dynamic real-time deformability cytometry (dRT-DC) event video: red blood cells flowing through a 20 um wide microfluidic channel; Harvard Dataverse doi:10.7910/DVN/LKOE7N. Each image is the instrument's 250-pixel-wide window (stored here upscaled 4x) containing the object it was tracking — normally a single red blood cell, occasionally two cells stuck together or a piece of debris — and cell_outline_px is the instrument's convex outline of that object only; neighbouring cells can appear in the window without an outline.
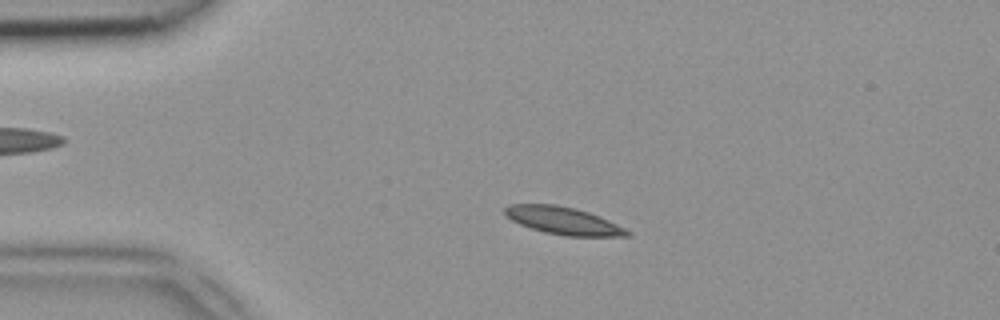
{"species": "common noctule bat (a hibernating species)", "species_latin": "Nyctalus noctula", "temperature_condition": "room temperature", "stored_images_in_passage": 42, "camera_frame_rate_fps": 3000, "um_per_image_px": 0.085, "animal": {"sex": "female", "body_mass_g": 18.4}, "frame": {"image": 1, "passage_image": 5, "time_ms": 1.333, "image_size_px": [1000, 320], "cell_outline_px": [[632, 232], [628, 236], [564, 236], [544, 232], [520, 224], [512, 220], [504, 212], [504, 208], [508, 204], [556, 204], [576, 208], [588, 212], [608, 220]], "centroid_in_image_um": [47.87, 18.75], "position_along_channel_um": 37.1, "area_um2": 19.48}}
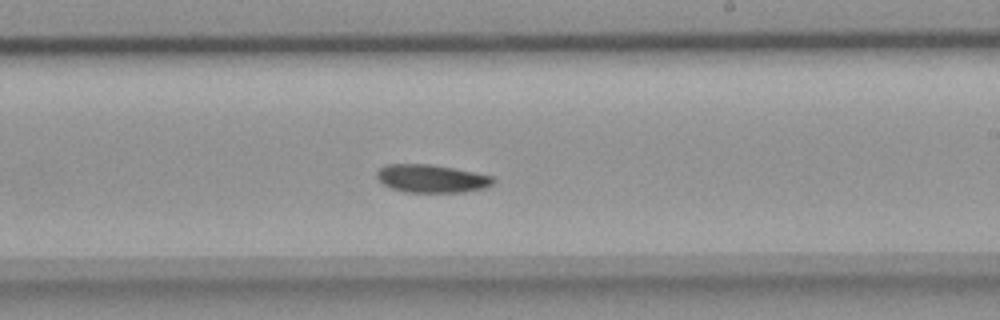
{"frame": {"image": 2, "passage_image": 23, "time_ms": 7.333, "image_size_px": [1000, 320], "cell_outline_px": [[496, 180], [492, 184], [484, 188], [464, 192], [404, 192], [392, 188], [384, 184], [376, 176], [376, 172], [384, 164], [428, 164], [452, 168], [492, 176]], "centroid_in_image_um": [36.66, 15.18], "position_along_channel_um": 252.3, "area_um2": 18.84}}
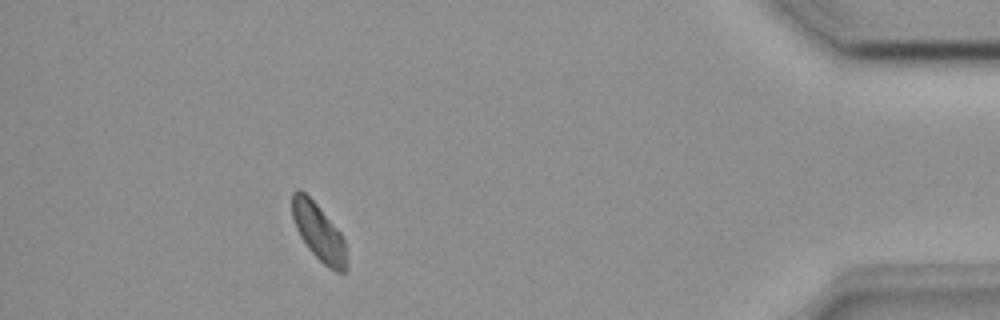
{"frame": {"image": 3, "passage_image": 38, "time_ms": 12.333, "image_size_px": [1000, 320], "cell_outline_px": [[348, 268], [344, 272], [336, 272], [328, 268], [308, 248], [300, 236], [296, 228], [292, 216], [292, 192], [296, 188], [300, 188], [316, 204], [340, 232], [344, 240], [348, 264]], "centroid_in_image_um": [27.09, 19.75], "position_along_channel_um": 408.1, "area_um2": 18.03}}